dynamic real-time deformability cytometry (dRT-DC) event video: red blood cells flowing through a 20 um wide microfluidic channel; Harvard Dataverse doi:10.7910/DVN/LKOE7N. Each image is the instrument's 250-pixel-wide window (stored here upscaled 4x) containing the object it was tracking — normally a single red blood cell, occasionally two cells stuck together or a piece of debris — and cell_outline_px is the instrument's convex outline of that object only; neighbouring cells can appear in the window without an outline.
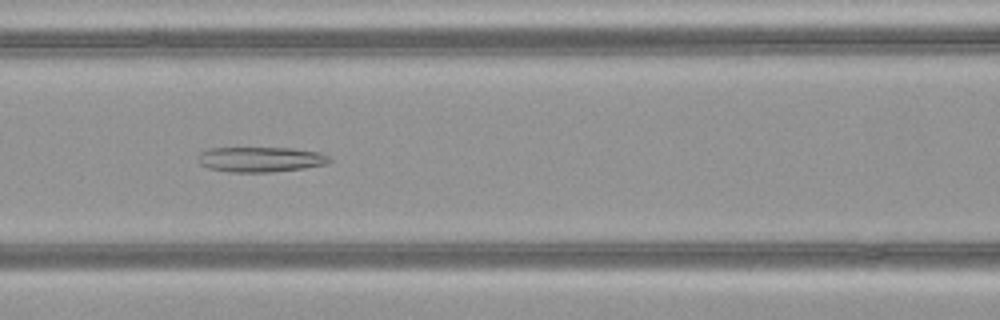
{"species": "common noctule bat (a hibernating species)", "species_latin": "Nyctalus noctula", "temperature_condition": "warm", "stored_images_in_passage": 38, "camera_frame_rate_fps": 3000, "um_per_image_px": 0.085, "animal": {"sex": "female", "body_mass_g": 21.9}, "frame": {"image": 1, "passage_image": 10, "time_ms": 3.0, "image_size_px": [1000, 320], "cell_outline_px": [[332, 160], [324, 164], [304, 168], [272, 172], [228, 172], [208, 168], [200, 164], [196, 160], [196, 156], [200, 152], [208, 148], [292, 148], [320, 152], [328, 156]], "centroid_in_image_um": [22.09, 13.54], "position_along_channel_um": 144.5, "area_um2": 19.42}}
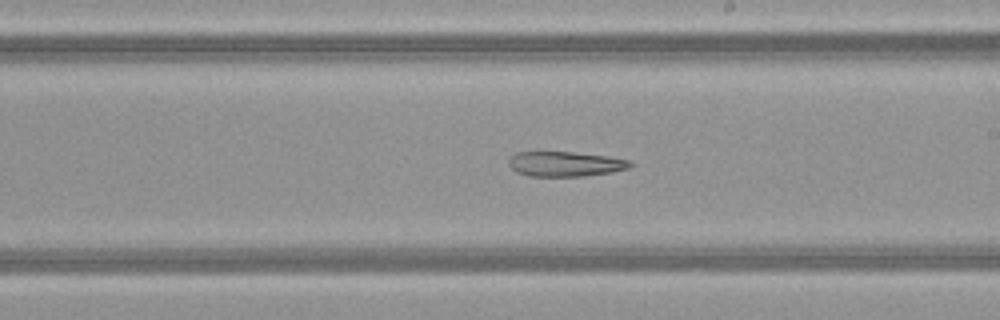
{"frame": {"image": 2, "passage_image": 17, "time_ms": 5.333, "image_size_px": [1000, 320], "cell_outline_px": [[636, 164], [628, 168], [612, 172], [584, 176], [528, 176], [516, 172], [508, 164], [508, 160], [516, 152], [572, 152], [608, 156], [632, 160]], "centroid_in_image_um": [48.09, 13.94], "position_along_channel_um": 240.9, "area_um2": 17.8}}
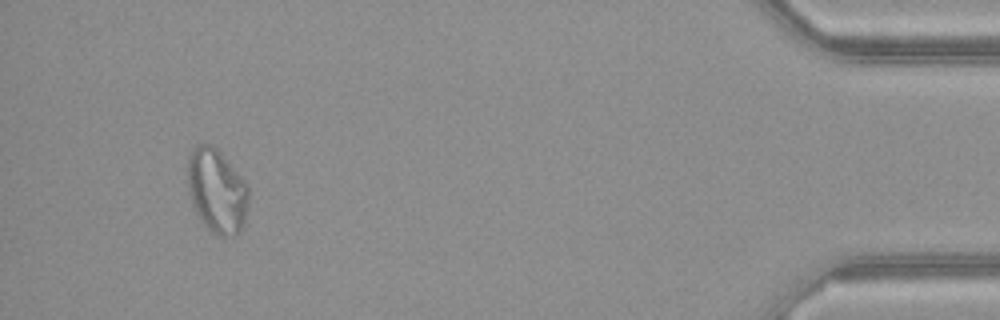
{"frame": {"image": 3, "passage_image": 35, "time_ms": 11.333, "image_size_px": [1000, 320], "cell_outline_px": [[248, 204], [244, 220], [240, 232], [236, 236], [216, 236], [200, 220], [192, 204], [188, 192], [188, 156], [192, 148], [196, 144], [212, 144], [220, 152], [248, 184]], "centroid_in_image_um": [18.42, 16.23], "position_along_channel_um": 416.8, "area_um2": 30.06}}